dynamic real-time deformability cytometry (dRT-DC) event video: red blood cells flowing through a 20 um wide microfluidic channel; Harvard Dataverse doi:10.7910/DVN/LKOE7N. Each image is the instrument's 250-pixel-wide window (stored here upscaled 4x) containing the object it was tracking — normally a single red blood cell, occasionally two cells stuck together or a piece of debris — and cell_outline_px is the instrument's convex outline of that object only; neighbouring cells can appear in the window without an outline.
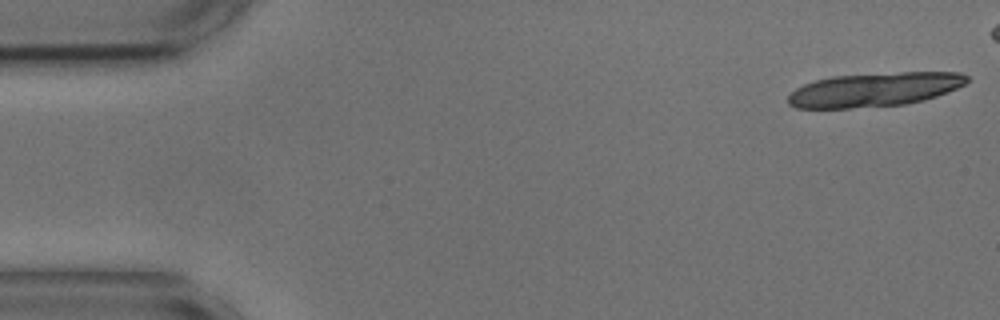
{"species": "common noctule bat (a hibernating species)", "species_latin": "Nyctalus noctula", "temperature_condition": "cold", "stored_images_in_passage": 17, "camera_frame_rate_fps": 3000, "um_per_image_px": 0.085, "animal": {"sex": "male", "body_mass_g": 17.9, "forearm_length_mm": 54.2}, "frame": {"image": 1, "passage_image": 1, "time_ms": 0.0, "image_size_px": [1000, 320], "cell_outline_px": [[972, 80], [948, 92], [924, 100], [904, 104], [848, 108], [796, 108], [788, 104], [788, 96], [796, 88], [804, 84], [816, 80], [832, 76], [900, 72], [960, 72], [968, 76]], "centroid_in_image_um": [74.35, 7.61], "position_along_channel_um": 10.6, "area_um2": 35.37}}